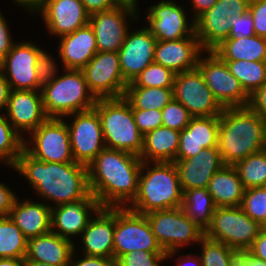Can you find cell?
<instances>
[{"label": "cell", "instance_id": "obj_1", "mask_svg": "<svg viewBox=\"0 0 266 266\" xmlns=\"http://www.w3.org/2000/svg\"><path fill=\"white\" fill-rule=\"evenodd\" d=\"M12 168L27 179L37 196L51 201L50 208L84 199L90 193L88 168L77 162H43L23 149Z\"/></svg>", "mask_w": 266, "mask_h": 266}, {"label": "cell", "instance_id": "obj_2", "mask_svg": "<svg viewBox=\"0 0 266 266\" xmlns=\"http://www.w3.org/2000/svg\"><path fill=\"white\" fill-rule=\"evenodd\" d=\"M142 160L121 150L104 148L89 164V190L101 207H127L138 192Z\"/></svg>", "mask_w": 266, "mask_h": 266}, {"label": "cell", "instance_id": "obj_3", "mask_svg": "<svg viewBox=\"0 0 266 266\" xmlns=\"http://www.w3.org/2000/svg\"><path fill=\"white\" fill-rule=\"evenodd\" d=\"M266 121L249 106L223 108L219 116L218 150L226 165H235L263 150Z\"/></svg>", "mask_w": 266, "mask_h": 266}, {"label": "cell", "instance_id": "obj_4", "mask_svg": "<svg viewBox=\"0 0 266 266\" xmlns=\"http://www.w3.org/2000/svg\"><path fill=\"white\" fill-rule=\"evenodd\" d=\"M182 200L183 190L174 162H142L138 192L127 208L145 215L181 207Z\"/></svg>", "mask_w": 266, "mask_h": 266}, {"label": "cell", "instance_id": "obj_5", "mask_svg": "<svg viewBox=\"0 0 266 266\" xmlns=\"http://www.w3.org/2000/svg\"><path fill=\"white\" fill-rule=\"evenodd\" d=\"M94 109L101 120L105 147L140 156L144 136L135 124L129 102L124 97L101 98Z\"/></svg>", "mask_w": 266, "mask_h": 266}, {"label": "cell", "instance_id": "obj_6", "mask_svg": "<svg viewBox=\"0 0 266 266\" xmlns=\"http://www.w3.org/2000/svg\"><path fill=\"white\" fill-rule=\"evenodd\" d=\"M43 108L48 118L68 115L94 108L97 99L90 92L82 70L64 69L41 88Z\"/></svg>", "mask_w": 266, "mask_h": 266}, {"label": "cell", "instance_id": "obj_7", "mask_svg": "<svg viewBox=\"0 0 266 266\" xmlns=\"http://www.w3.org/2000/svg\"><path fill=\"white\" fill-rule=\"evenodd\" d=\"M145 215L157 242L166 253V260L176 256L184 246L198 244L204 236V231L181 207L153 211Z\"/></svg>", "mask_w": 266, "mask_h": 266}, {"label": "cell", "instance_id": "obj_8", "mask_svg": "<svg viewBox=\"0 0 266 266\" xmlns=\"http://www.w3.org/2000/svg\"><path fill=\"white\" fill-rule=\"evenodd\" d=\"M261 227L245 214L241 206L217 207L204 235L239 252L252 246Z\"/></svg>", "mask_w": 266, "mask_h": 266}, {"label": "cell", "instance_id": "obj_9", "mask_svg": "<svg viewBox=\"0 0 266 266\" xmlns=\"http://www.w3.org/2000/svg\"><path fill=\"white\" fill-rule=\"evenodd\" d=\"M64 120L47 118L37 129L29 133L30 137L24 138L23 149L43 162H75L71 151L69 129Z\"/></svg>", "mask_w": 266, "mask_h": 266}, {"label": "cell", "instance_id": "obj_10", "mask_svg": "<svg viewBox=\"0 0 266 266\" xmlns=\"http://www.w3.org/2000/svg\"><path fill=\"white\" fill-rule=\"evenodd\" d=\"M204 54V57L200 55L197 68L221 107H247L250 96L238 79L231 74L226 62L213 51H204Z\"/></svg>", "mask_w": 266, "mask_h": 266}, {"label": "cell", "instance_id": "obj_11", "mask_svg": "<svg viewBox=\"0 0 266 266\" xmlns=\"http://www.w3.org/2000/svg\"><path fill=\"white\" fill-rule=\"evenodd\" d=\"M114 261L133 251H163L146 215L115 207Z\"/></svg>", "mask_w": 266, "mask_h": 266}, {"label": "cell", "instance_id": "obj_12", "mask_svg": "<svg viewBox=\"0 0 266 266\" xmlns=\"http://www.w3.org/2000/svg\"><path fill=\"white\" fill-rule=\"evenodd\" d=\"M73 118L66 122L69 133L71 151L74 161L85 166L98 156L105 148L101 120L98 112L92 108L64 117ZM69 123V124H68Z\"/></svg>", "mask_w": 266, "mask_h": 266}, {"label": "cell", "instance_id": "obj_13", "mask_svg": "<svg viewBox=\"0 0 266 266\" xmlns=\"http://www.w3.org/2000/svg\"><path fill=\"white\" fill-rule=\"evenodd\" d=\"M82 72L96 99L124 96L128 84L121 73L118 52L98 51Z\"/></svg>", "mask_w": 266, "mask_h": 266}, {"label": "cell", "instance_id": "obj_14", "mask_svg": "<svg viewBox=\"0 0 266 266\" xmlns=\"http://www.w3.org/2000/svg\"><path fill=\"white\" fill-rule=\"evenodd\" d=\"M173 98L181 103L192 117L220 116L223 110L198 68L175 75Z\"/></svg>", "mask_w": 266, "mask_h": 266}, {"label": "cell", "instance_id": "obj_15", "mask_svg": "<svg viewBox=\"0 0 266 266\" xmlns=\"http://www.w3.org/2000/svg\"><path fill=\"white\" fill-rule=\"evenodd\" d=\"M137 10L138 8L134 6L121 4L110 10L90 15L89 25L94 31L98 51H119L128 31H131L128 27L130 22H135L139 17Z\"/></svg>", "mask_w": 266, "mask_h": 266}, {"label": "cell", "instance_id": "obj_16", "mask_svg": "<svg viewBox=\"0 0 266 266\" xmlns=\"http://www.w3.org/2000/svg\"><path fill=\"white\" fill-rule=\"evenodd\" d=\"M145 27L157 41H175L196 37L195 21L188 22L184 6L173 0H161L147 9Z\"/></svg>", "mask_w": 266, "mask_h": 266}, {"label": "cell", "instance_id": "obj_17", "mask_svg": "<svg viewBox=\"0 0 266 266\" xmlns=\"http://www.w3.org/2000/svg\"><path fill=\"white\" fill-rule=\"evenodd\" d=\"M41 49L31 40L15 42L0 63L11 90H41L37 79L36 64Z\"/></svg>", "mask_w": 266, "mask_h": 266}, {"label": "cell", "instance_id": "obj_18", "mask_svg": "<svg viewBox=\"0 0 266 266\" xmlns=\"http://www.w3.org/2000/svg\"><path fill=\"white\" fill-rule=\"evenodd\" d=\"M4 113L22 138H25V133H28V136L48 118L43 108L41 90H10Z\"/></svg>", "mask_w": 266, "mask_h": 266}, {"label": "cell", "instance_id": "obj_19", "mask_svg": "<svg viewBox=\"0 0 266 266\" xmlns=\"http://www.w3.org/2000/svg\"><path fill=\"white\" fill-rule=\"evenodd\" d=\"M157 40L144 26L127 33L122 47L118 51L121 73L127 84L151 63Z\"/></svg>", "mask_w": 266, "mask_h": 266}, {"label": "cell", "instance_id": "obj_20", "mask_svg": "<svg viewBox=\"0 0 266 266\" xmlns=\"http://www.w3.org/2000/svg\"><path fill=\"white\" fill-rule=\"evenodd\" d=\"M98 200L90 192L84 199L51 208V231L73 241L78 237L91 217L100 208Z\"/></svg>", "mask_w": 266, "mask_h": 266}, {"label": "cell", "instance_id": "obj_21", "mask_svg": "<svg viewBox=\"0 0 266 266\" xmlns=\"http://www.w3.org/2000/svg\"><path fill=\"white\" fill-rule=\"evenodd\" d=\"M39 14L47 32L57 38L89 24L90 19L81 0H46Z\"/></svg>", "mask_w": 266, "mask_h": 266}, {"label": "cell", "instance_id": "obj_22", "mask_svg": "<svg viewBox=\"0 0 266 266\" xmlns=\"http://www.w3.org/2000/svg\"><path fill=\"white\" fill-rule=\"evenodd\" d=\"M95 215L80 235L82 254L114 260L115 207H100Z\"/></svg>", "mask_w": 266, "mask_h": 266}, {"label": "cell", "instance_id": "obj_23", "mask_svg": "<svg viewBox=\"0 0 266 266\" xmlns=\"http://www.w3.org/2000/svg\"><path fill=\"white\" fill-rule=\"evenodd\" d=\"M174 163L183 193L194 188H207L212 176L226 165L218 147L203 149L193 157Z\"/></svg>", "mask_w": 266, "mask_h": 266}, {"label": "cell", "instance_id": "obj_24", "mask_svg": "<svg viewBox=\"0 0 266 266\" xmlns=\"http://www.w3.org/2000/svg\"><path fill=\"white\" fill-rule=\"evenodd\" d=\"M201 54H204V50L197 37H186L175 41H157L154 62L177 74L197 68Z\"/></svg>", "mask_w": 266, "mask_h": 266}, {"label": "cell", "instance_id": "obj_25", "mask_svg": "<svg viewBox=\"0 0 266 266\" xmlns=\"http://www.w3.org/2000/svg\"><path fill=\"white\" fill-rule=\"evenodd\" d=\"M218 133L219 116L192 117L186 128L180 131L175 161L193 157L203 149L217 147Z\"/></svg>", "mask_w": 266, "mask_h": 266}, {"label": "cell", "instance_id": "obj_26", "mask_svg": "<svg viewBox=\"0 0 266 266\" xmlns=\"http://www.w3.org/2000/svg\"><path fill=\"white\" fill-rule=\"evenodd\" d=\"M59 38L57 51L62 69L82 70L98 52L94 31L89 24Z\"/></svg>", "mask_w": 266, "mask_h": 266}, {"label": "cell", "instance_id": "obj_27", "mask_svg": "<svg viewBox=\"0 0 266 266\" xmlns=\"http://www.w3.org/2000/svg\"><path fill=\"white\" fill-rule=\"evenodd\" d=\"M75 243L56 233H49L28 239L24 260L48 263L53 266H70Z\"/></svg>", "mask_w": 266, "mask_h": 266}, {"label": "cell", "instance_id": "obj_28", "mask_svg": "<svg viewBox=\"0 0 266 266\" xmlns=\"http://www.w3.org/2000/svg\"><path fill=\"white\" fill-rule=\"evenodd\" d=\"M9 217L29 239L51 231V208L42 202L30 200L14 201Z\"/></svg>", "mask_w": 266, "mask_h": 266}, {"label": "cell", "instance_id": "obj_29", "mask_svg": "<svg viewBox=\"0 0 266 266\" xmlns=\"http://www.w3.org/2000/svg\"><path fill=\"white\" fill-rule=\"evenodd\" d=\"M179 141L180 131L160 126L144 135L139 157L143 162H174Z\"/></svg>", "mask_w": 266, "mask_h": 266}, {"label": "cell", "instance_id": "obj_30", "mask_svg": "<svg viewBox=\"0 0 266 266\" xmlns=\"http://www.w3.org/2000/svg\"><path fill=\"white\" fill-rule=\"evenodd\" d=\"M207 190L217 207L241 206L245 188L236 168L225 165L210 179Z\"/></svg>", "mask_w": 266, "mask_h": 266}, {"label": "cell", "instance_id": "obj_31", "mask_svg": "<svg viewBox=\"0 0 266 266\" xmlns=\"http://www.w3.org/2000/svg\"><path fill=\"white\" fill-rule=\"evenodd\" d=\"M213 52L223 61H266V38L257 35L241 39L229 37Z\"/></svg>", "mask_w": 266, "mask_h": 266}, {"label": "cell", "instance_id": "obj_32", "mask_svg": "<svg viewBox=\"0 0 266 266\" xmlns=\"http://www.w3.org/2000/svg\"><path fill=\"white\" fill-rule=\"evenodd\" d=\"M231 23L221 13L204 12L195 20V34L204 51H213L229 38Z\"/></svg>", "mask_w": 266, "mask_h": 266}, {"label": "cell", "instance_id": "obj_33", "mask_svg": "<svg viewBox=\"0 0 266 266\" xmlns=\"http://www.w3.org/2000/svg\"><path fill=\"white\" fill-rule=\"evenodd\" d=\"M181 208L205 232L217 206L207 188H194L183 193Z\"/></svg>", "mask_w": 266, "mask_h": 266}, {"label": "cell", "instance_id": "obj_34", "mask_svg": "<svg viewBox=\"0 0 266 266\" xmlns=\"http://www.w3.org/2000/svg\"><path fill=\"white\" fill-rule=\"evenodd\" d=\"M123 97L132 109L162 110L173 99V88L126 87Z\"/></svg>", "mask_w": 266, "mask_h": 266}, {"label": "cell", "instance_id": "obj_35", "mask_svg": "<svg viewBox=\"0 0 266 266\" xmlns=\"http://www.w3.org/2000/svg\"><path fill=\"white\" fill-rule=\"evenodd\" d=\"M229 71L240 82L245 92L251 96L266 83V61H225Z\"/></svg>", "mask_w": 266, "mask_h": 266}, {"label": "cell", "instance_id": "obj_36", "mask_svg": "<svg viewBox=\"0 0 266 266\" xmlns=\"http://www.w3.org/2000/svg\"><path fill=\"white\" fill-rule=\"evenodd\" d=\"M28 239L8 217H0V258L25 259Z\"/></svg>", "mask_w": 266, "mask_h": 266}, {"label": "cell", "instance_id": "obj_37", "mask_svg": "<svg viewBox=\"0 0 266 266\" xmlns=\"http://www.w3.org/2000/svg\"><path fill=\"white\" fill-rule=\"evenodd\" d=\"M245 189L266 186V154L263 150L233 165Z\"/></svg>", "mask_w": 266, "mask_h": 266}, {"label": "cell", "instance_id": "obj_38", "mask_svg": "<svg viewBox=\"0 0 266 266\" xmlns=\"http://www.w3.org/2000/svg\"><path fill=\"white\" fill-rule=\"evenodd\" d=\"M24 138L13 128L5 113L0 114V162L13 167L23 150Z\"/></svg>", "mask_w": 266, "mask_h": 266}, {"label": "cell", "instance_id": "obj_39", "mask_svg": "<svg viewBox=\"0 0 266 266\" xmlns=\"http://www.w3.org/2000/svg\"><path fill=\"white\" fill-rule=\"evenodd\" d=\"M199 243L202 249H199L201 254L198 255L202 266H232L233 260L238 256V251L235 249L205 235Z\"/></svg>", "mask_w": 266, "mask_h": 266}, {"label": "cell", "instance_id": "obj_40", "mask_svg": "<svg viewBox=\"0 0 266 266\" xmlns=\"http://www.w3.org/2000/svg\"><path fill=\"white\" fill-rule=\"evenodd\" d=\"M175 73L155 62L149 64L127 87L173 88Z\"/></svg>", "mask_w": 266, "mask_h": 266}, {"label": "cell", "instance_id": "obj_41", "mask_svg": "<svg viewBox=\"0 0 266 266\" xmlns=\"http://www.w3.org/2000/svg\"><path fill=\"white\" fill-rule=\"evenodd\" d=\"M241 208L248 217L266 226V186L245 189Z\"/></svg>", "mask_w": 266, "mask_h": 266}, {"label": "cell", "instance_id": "obj_42", "mask_svg": "<svg viewBox=\"0 0 266 266\" xmlns=\"http://www.w3.org/2000/svg\"><path fill=\"white\" fill-rule=\"evenodd\" d=\"M163 122L162 126L183 130L192 119L189 111L174 98L162 109Z\"/></svg>", "mask_w": 266, "mask_h": 266}, {"label": "cell", "instance_id": "obj_43", "mask_svg": "<svg viewBox=\"0 0 266 266\" xmlns=\"http://www.w3.org/2000/svg\"><path fill=\"white\" fill-rule=\"evenodd\" d=\"M166 261L164 251H133L121 255L116 261L115 266H160L161 262Z\"/></svg>", "mask_w": 266, "mask_h": 266}, {"label": "cell", "instance_id": "obj_44", "mask_svg": "<svg viewBox=\"0 0 266 266\" xmlns=\"http://www.w3.org/2000/svg\"><path fill=\"white\" fill-rule=\"evenodd\" d=\"M56 62L57 61H55L54 57L49 55L47 51L45 52V50L42 48L38 51L36 72L40 88L46 84H49L59 74L58 71L60 70Z\"/></svg>", "mask_w": 266, "mask_h": 266}, {"label": "cell", "instance_id": "obj_45", "mask_svg": "<svg viewBox=\"0 0 266 266\" xmlns=\"http://www.w3.org/2000/svg\"><path fill=\"white\" fill-rule=\"evenodd\" d=\"M134 121L143 136L162 126V110L132 109Z\"/></svg>", "mask_w": 266, "mask_h": 266}, {"label": "cell", "instance_id": "obj_46", "mask_svg": "<svg viewBox=\"0 0 266 266\" xmlns=\"http://www.w3.org/2000/svg\"><path fill=\"white\" fill-rule=\"evenodd\" d=\"M229 21L231 23L229 37L241 39L256 35L253 27L254 20L249 11L241 15L232 16Z\"/></svg>", "mask_w": 266, "mask_h": 266}, {"label": "cell", "instance_id": "obj_47", "mask_svg": "<svg viewBox=\"0 0 266 266\" xmlns=\"http://www.w3.org/2000/svg\"><path fill=\"white\" fill-rule=\"evenodd\" d=\"M249 3L250 0H217L215 5L205 12L221 13L231 18L249 11Z\"/></svg>", "mask_w": 266, "mask_h": 266}, {"label": "cell", "instance_id": "obj_48", "mask_svg": "<svg viewBox=\"0 0 266 266\" xmlns=\"http://www.w3.org/2000/svg\"><path fill=\"white\" fill-rule=\"evenodd\" d=\"M249 12L254 20L255 34L266 38V0H250Z\"/></svg>", "mask_w": 266, "mask_h": 266}, {"label": "cell", "instance_id": "obj_49", "mask_svg": "<svg viewBox=\"0 0 266 266\" xmlns=\"http://www.w3.org/2000/svg\"><path fill=\"white\" fill-rule=\"evenodd\" d=\"M76 250V247H74L70 266H115V261L111 258L101 256H87L84 254H82V258H77L76 255H78V252H76Z\"/></svg>", "mask_w": 266, "mask_h": 266}, {"label": "cell", "instance_id": "obj_50", "mask_svg": "<svg viewBox=\"0 0 266 266\" xmlns=\"http://www.w3.org/2000/svg\"><path fill=\"white\" fill-rule=\"evenodd\" d=\"M7 19L0 11V63L3 61L7 53L11 50L13 44L15 43L11 37Z\"/></svg>", "mask_w": 266, "mask_h": 266}, {"label": "cell", "instance_id": "obj_51", "mask_svg": "<svg viewBox=\"0 0 266 266\" xmlns=\"http://www.w3.org/2000/svg\"><path fill=\"white\" fill-rule=\"evenodd\" d=\"M18 196L6 184L0 182V217H8Z\"/></svg>", "mask_w": 266, "mask_h": 266}, {"label": "cell", "instance_id": "obj_52", "mask_svg": "<svg viewBox=\"0 0 266 266\" xmlns=\"http://www.w3.org/2000/svg\"><path fill=\"white\" fill-rule=\"evenodd\" d=\"M248 106L266 121V83L250 96Z\"/></svg>", "mask_w": 266, "mask_h": 266}, {"label": "cell", "instance_id": "obj_53", "mask_svg": "<svg viewBox=\"0 0 266 266\" xmlns=\"http://www.w3.org/2000/svg\"><path fill=\"white\" fill-rule=\"evenodd\" d=\"M81 2L90 15L96 12L110 10L122 4L119 0H81Z\"/></svg>", "mask_w": 266, "mask_h": 266}, {"label": "cell", "instance_id": "obj_54", "mask_svg": "<svg viewBox=\"0 0 266 266\" xmlns=\"http://www.w3.org/2000/svg\"><path fill=\"white\" fill-rule=\"evenodd\" d=\"M232 266H266V261L255 256L249 250H241L233 260Z\"/></svg>", "mask_w": 266, "mask_h": 266}, {"label": "cell", "instance_id": "obj_55", "mask_svg": "<svg viewBox=\"0 0 266 266\" xmlns=\"http://www.w3.org/2000/svg\"><path fill=\"white\" fill-rule=\"evenodd\" d=\"M252 254L266 261V226H262L258 237L248 249Z\"/></svg>", "mask_w": 266, "mask_h": 266}, {"label": "cell", "instance_id": "obj_56", "mask_svg": "<svg viewBox=\"0 0 266 266\" xmlns=\"http://www.w3.org/2000/svg\"><path fill=\"white\" fill-rule=\"evenodd\" d=\"M192 2V8L193 12L192 15V20H196L201 14H203L205 11L211 9L217 0H191Z\"/></svg>", "mask_w": 266, "mask_h": 266}, {"label": "cell", "instance_id": "obj_57", "mask_svg": "<svg viewBox=\"0 0 266 266\" xmlns=\"http://www.w3.org/2000/svg\"><path fill=\"white\" fill-rule=\"evenodd\" d=\"M14 4L26 9L29 14H37L44 5L46 0H11Z\"/></svg>", "mask_w": 266, "mask_h": 266}, {"label": "cell", "instance_id": "obj_58", "mask_svg": "<svg viewBox=\"0 0 266 266\" xmlns=\"http://www.w3.org/2000/svg\"><path fill=\"white\" fill-rule=\"evenodd\" d=\"M10 90L9 83L0 71V114L7 108Z\"/></svg>", "mask_w": 266, "mask_h": 266}, {"label": "cell", "instance_id": "obj_59", "mask_svg": "<svg viewBox=\"0 0 266 266\" xmlns=\"http://www.w3.org/2000/svg\"><path fill=\"white\" fill-rule=\"evenodd\" d=\"M185 257V258H184ZM176 266H202L201 259L199 255L193 257L191 254H186L185 256L180 255L176 258Z\"/></svg>", "mask_w": 266, "mask_h": 266}, {"label": "cell", "instance_id": "obj_60", "mask_svg": "<svg viewBox=\"0 0 266 266\" xmlns=\"http://www.w3.org/2000/svg\"><path fill=\"white\" fill-rule=\"evenodd\" d=\"M0 266H24V259L0 258Z\"/></svg>", "mask_w": 266, "mask_h": 266}, {"label": "cell", "instance_id": "obj_61", "mask_svg": "<svg viewBox=\"0 0 266 266\" xmlns=\"http://www.w3.org/2000/svg\"><path fill=\"white\" fill-rule=\"evenodd\" d=\"M24 266H53V265L38 261L24 260Z\"/></svg>", "mask_w": 266, "mask_h": 266}, {"label": "cell", "instance_id": "obj_62", "mask_svg": "<svg viewBox=\"0 0 266 266\" xmlns=\"http://www.w3.org/2000/svg\"><path fill=\"white\" fill-rule=\"evenodd\" d=\"M122 4H127V5H131V6H134V7H138L137 6V2L138 0H119Z\"/></svg>", "mask_w": 266, "mask_h": 266}, {"label": "cell", "instance_id": "obj_63", "mask_svg": "<svg viewBox=\"0 0 266 266\" xmlns=\"http://www.w3.org/2000/svg\"><path fill=\"white\" fill-rule=\"evenodd\" d=\"M263 151H264L265 154H266V144H265V146H264V148H263Z\"/></svg>", "mask_w": 266, "mask_h": 266}]
</instances>
